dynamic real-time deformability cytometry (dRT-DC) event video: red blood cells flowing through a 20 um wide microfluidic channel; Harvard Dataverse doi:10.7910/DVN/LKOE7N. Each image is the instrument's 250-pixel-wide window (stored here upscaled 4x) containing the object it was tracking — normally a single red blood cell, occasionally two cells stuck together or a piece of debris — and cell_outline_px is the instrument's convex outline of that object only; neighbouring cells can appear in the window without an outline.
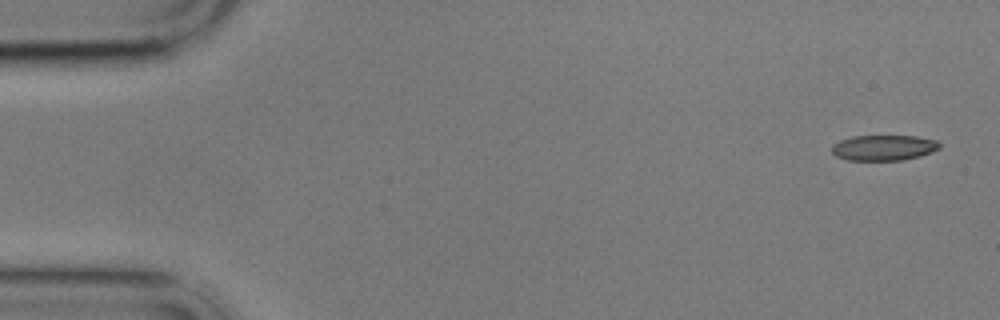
{"species": "common noctule bat (a hibernating species)", "species_latin": "Nyctalus noctula", "temperature_condition": "cold", "stored_images_in_passage": 6, "segment_of_instrument_passage": [1, 2], "camera_frame_rate_fps": 3000, "um_per_image_px": 0.085, "animal": {"sex": "male", "body_mass_g": 17.9}, "frame": {"image": 1, "passage_image": 1, "time_ms": 0.0, "image_size_px": [1000, 320], "cell_outline_px": [[940, 148], [932, 152], [920, 156], [904, 160], [848, 160], [836, 156], [832, 152], [832, 144], [840, 140], [852, 136], [916, 136], [936, 140], [940, 144]], "centroid_in_image_um": [75.12, 12.55], "position_along_channel_um": 9.9, "area_um2": 16.07}}
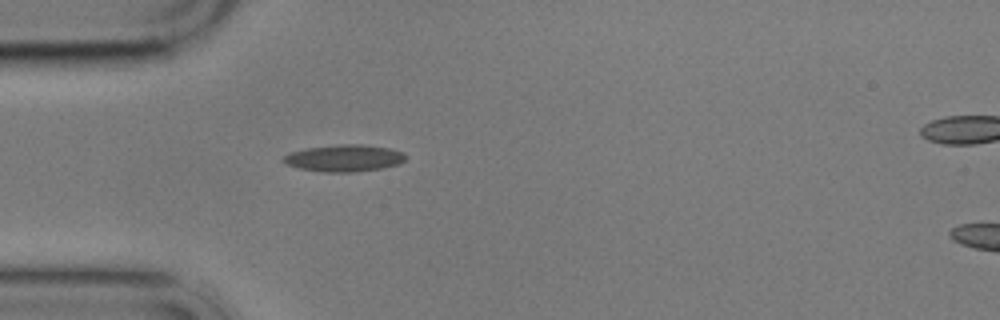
{"frame": {"image": 2, "passage_image": 5, "time_ms": 4.667, "image_size_px": [1000, 320], "cell_outline_px": [[408, 156], [400, 164], [384, 168], [356, 172], [324, 172], [300, 168], [284, 164], [280, 160], [284, 156], [292, 152], [304, 148], [340, 144], [360, 144], [388, 148], [404, 152]], "centroid_in_image_um": [29.27, 13.44], "position_along_channel_um": 55.7, "area_um2": 19.36}}